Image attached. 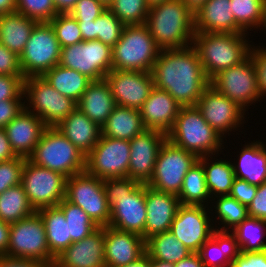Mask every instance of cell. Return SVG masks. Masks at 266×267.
Returning a JSON list of instances; mask_svg holds the SVG:
<instances>
[{
	"label": "cell",
	"instance_id": "obj_1",
	"mask_svg": "<svg viewBox=\"0 0 266 267\" xmlns=\"http://www.w3.org/2000/svg\"><path fill=\"white\" fill-rule=\"evenodd\" d=\"M154 86L167 91L181 107L196 106L210 85L196 49H161L151 71Z\"/></svg>",
	"mask_w": 266,
	"mask_h": 267
},
{
	"label": "cell",
	"instance_id": "obj_2",
	"mask_svg": "<svg viewBox=\"0 0 266 267\" xmlns=\"http://www.w3.org/2000/svg\"><path fill=\"white\" fill-rule=\"evenodd\" d=\"M110 207L109 227L138 234L144 239L146 224L145 184L132 178L103 179Z\"/></svg>",
	"mask_w": 266,
	"mask_h": 267
},
{
	"label": "cell",
	"instance_id": "obj_3",
	"mask_svg": "<svg viewBox=\"0 0 266 267\" xmlns=\"http://www.w3.org/2000/svg\"><path fill=\"white\" fill-rule=\"evenodd\" d=\"M145 25L160 49H182L193 44L194 12L182 0L150 7Z\"/></svg>",
	"mask_w": 266,
	"mask_h": 267
},
{
	"label": "cell",
	"instance_id": "obj_4",
	"mask_svg": "<svg viewBox=\"0 0 266 267\" xmlns=\"http://www.w3.org/2000/svg\"><path fill=\"white\" fill-rule=\"evenodd\" d=\"M247 33L195 32L192 46L196 49L206 77L240 64L250 54L254 43Z\"/></svg>",
	"mask_w": 266,
	"mask_h": 267
},
{
	"label": "cell",
	"instance_id": "obj_5",
	"mask_svg": "<svg viewBox=\"0 0 266 267\" xmlns=\"http://www.w3.org/2000/svg\"><path fill=\"white\" fill-rule=\"evenodd\" d=\"M167 139L197 157L219 156L226 143L223 140L225 138L205 121L196 106L180 107L175 123L167 133Z\"/></svg>",
	"mask_w": 266,
	"mask_h": 267
},
{
	"label": "cell",
	"instance_id": "obj_6",
	"mask_svg": "<svg viewBox=\"0 0 266 267\" xmlns=\"http://www.w3.org/2000/svg\"><path fill=\"white\" fill-rule=\"evenodd\" d=\"M32 163L61 173L66 178L86 169V156L56 127H47L34 152Z\"/></svg>",
	"mask_w": 266,
	"mask_h": 267
},
{
	"label": "cell",
	"instance_id": "obj_7",
	"mask_svg": "<svg viewBox=\"0 0 266 267\" xmlns=\"http://www.w3.org/2000/svg\"><path fill=\"white\" fill-rule=\"evenodd\" d=\"M160 50L145 24L124 26L112 48V69L151 72Z\"/></svg>",
	"mask_w": 266,
	"mask_h": 267
},
{
	"label": "cell",
	"instance_id": "obj_8",
	"mask_svg": "<svg viewBox=\"0 0 266 267\" xmlns=\"http://www.w3.org/2000/svg\"><path fill=\"white\" fill-rule=\"evenodd\" d=\"M25 109L37 115L47 127L57 126L77 108V103L54 89L42 76L23 82Z\"/></svg>",
	"mask_w": 266,
	"mask_h": 267
},
{
	"label": "cell",
	"instance_id": "obj_9",
	"mask_svg": "<svg viewBox=\"0 0 266 267\" xmlns=\"http://www.w3.org/2000/svg\"><path fill=\"white\" fill-rule=\"evenodd\" d=\"M61 45L49 22L37 23L19 56L24 78L43 76L48 70L59 64Z\"/></svg>",
	"mask_w": 266,
	"mask_h": 267
},
{
	"label": "cell",
	"instance_id": "obj_10",
	"mask_svg": "<svg viewBox=\"0 0 266 267\" xmlns=\"http://www.w3.org/2000/svg\"><path fill=\"white\" fill-rule=\"evenodd\" d=\"M6 255L36 259L52 267L55 257L50 253L45 225L40 214L10 224V237Z\"/></svg>",
	"mask_w": 266,
	"mask_h": 267
},
{
	"label": "cell",
	"instance_id": "obj_11",
	"mask_svg": "<svg viewBox=\"0 0 266 267\" xmlns=\"http://www.w3.org/2000/svg\"><path fill=\"white\" fill-rule=\"evenodd\" d=\"M198 157L168 139L160 147L151 180L146 184L160 192L179 195L187 171Z\"/></svg>",
	"mask_w": 266,
	"mask_h": 267
},
{
	"label": "cell",
	"instance_id": "obj_12",
	"mask_svg": "<svg viewBox=\"0 0 266 267\" xmlns=\"http://www.w3.org/2000/svg\"><path fill=\"white\" fill-rule=\"evenodd\" d=\"M65 199L79 206L98 225H109L110 207L103 188V179L86 170L66 178Z\"/></svg>",
	"mask_w": 266,
	"mask_h": 267
},
{
	"label": "cell",
	"instance_id": "obj_13",
	"mask_svg": "<svg viewBox=\"0 0 266 267\" xmlns=\"http://www.w3.org/2000/svg\"><path fill=\"white\" fill-rule=\"evenodd\" d=\"M210 85L244 112L248 111L250 105H256L263 100L259 94L254 63L250 55L240 64L219 72L210 80Z\"/></svg>",
	"mask_w": 266,
	"mask_h": 267
},
{
	"label": "cell",
	"instance_id": "obj_14",
	"mask_svg": "<svg viewBox=\"0 0 266 267\" xmlns=\"http://www.w3.org/2000/svg\"><path fill=\"white\" fill-rule=\"evenodd\" d=\"M21 184L35 211L58 204L65 198L66 177L25 160Z\"/></svg>",
	"mask_w": 266,
	"mask_h": 267
},
{
	"label": "cell",
	"instance_id": "obj_15",
	"mask_svg": "<svg viewBox=\"0 0 266 267\" xmlns=\"http://www.w3.org/2000/svg\"><path fill=\"white\" fill-rule=\"evenodd\" d=\"M59 64L100 81L112 70V48L100 40L82 41L61 48Z\"/></svg>",
	"mask_w": 266,
	"mask_h": 267
},
{
	"label": "cell",
	"instance_id": "obj_16",
	"mask_svg": "<svg viewBox=\"0 0 266 267\" xmlns=\"http://www.w3.org/2000/svg\"><path fill=\"white\" fill-rule=\"evenodd\" d=\"M130 140L100 137L86 156V171L100 179L128 177Z\"/></svg>",
	"mask_w": 266,
	"mask_h": 267
},
{
	"label": "cell",
	"instance_id": "obj_17",
	"mask_svg": "<svg viewBox=\"0 0 266 267\" xmlns=\"http://www.w3.org/2000/svg\"><path fill=\"white\" fill-rule=\"evenodd\" d=\"M210 217L209 207L180 205L170 227V232L192 253H198L215 230Z\"/></svg>",
	"mask_w": 266,
	"mask_h": 267
},
{
	"label": "cell",
	"instance_id": "obj_18",
	"mask_svg": "<svg viewBox=\"0 0 266 267\" xmlns=\"http://www.w3.org/2000/svg\"><path fill=\"white\" fill-rule=\"evenodd\" d=\"M196 107L201 111L205 121L224 138L227 134L230 136V132L240 130L243 124L247 123L245 112L211 85L204 90Z\"/></svg>",
	"mask_w": 266,
	"mask_h": 267
},
{
	"label": "cell",
	"instance_id": "obj_19",
	"mask_svg": "<svg viewBox=\"0 0 266 267\" xmlns=\"http://www.w3.org/2000/svg\"><path fill=\"white\" fill-rule=\"evenodd\" d=\"M117 106L140 109L154 88L151 72L111 70L104 78Z\"/></svg>",
	"mask_w": 266,
	"mask_h": 267
},
{
	"label": "cell",
	"instance_id": "obj_20",
	"mask_svg": "<svg viewBox=\"0 0 266 267\" xmlns=\"http://www.w3.org/2000/svg\"><path fill=\"white\" fill-rule=\"evenodd\" d=\"M167 134L155 129H145L130 140V159L128 178L147 184L154 172V167L161 145Z\"/></svg>",
	"mask_w": 266,
	"mask_h": 267
},
{
	"label": "cell",
	"instance_id": "obj_21",
	"mask_svg": "<svg viewBox=\"0 0 266 267\" xmlns=\"http://www.w3.org/2000/svg\"><path fill=\"white\" fill-rule=\"evenodd\" d=\"M52 267H105L104 227L71 243L55 257Z\"/></svg>",
	"mask_w": 266,
	"mask_h": 267
},
{
	"label": "cell",
	"instance_id": "obj_22",
	"mask_svg": "<svg viewBox=\"0 0 266 267\" xmlns=\"http://www.w3.org/2000/svg\"><path fill=\"white\" fill-rule=\"evenodd\" d=\"M105 267H121L146 253L142 236L104 226Z\"/></svg>",
	"mask_w": 266,
	"mask_h": 267
},
{
	"label": "cell",
	"instance_id": "obj_23",
	"mask_svg": "<svg viewBox=\"0 0 266 267\" xmlns=\"http://www.w3.org/2000/svg\"><path fill=\"white\" fill-rule=\"evenodd\" d=\"M146 224L144 240L152 235L169 231L180 206L177 195L160 192L145 184Z\"/></svg>",
	"mask_w": 266,
	"mask_h": 267
},
{
	"label": "cell",
	"instance_id": "obj_24",
	"mask_svg": "<svg viewBox=\"0 0 266 267\" xmlns=\"http://www.w3.org/2000/svg\"><path fill=\"white\" fill-rule=\"evenodd\" d=\"M46 128L37 115L24 108L4 129L15 155L28 159Z\"/></svg>",
	"mask_w": 266,
	"mask_h": 267
},
{
	"label": "cell",
	"instance_id": "obj_25",
	"mask_svg": "<svg viewBox=\"0 0 266 267\" xmlns=\"http://www.w3.org/2000/svg\"><path fill=\"white\" fill-rule=\"evenodd\" d=\"M180 107L167 91L154 86L139 111L146 129L167 134L175 123Z\"/></svg>",
	"mask_w": 266,
	"mask_h": 267
},
{
	"label": "cell",
	"instance_id": "obj_26",
	"mask_svg": "<svg viewBox=\"0 0 266 267\" xmlns=\"http://www.w3.org/2000/svg\"><path fill=\"white\" fill-rule=\"evenodd\" d=\"M230 0H207L194 12L195 32L245 33L235 22Z\"/></svg>",
	"mask_w": 266,
	"mask_h": 267
},
{
	"label": "cell",
	"instance_id": "obj_27",
	"mask_svg": "<svg viewBox=\"0 0 266 267\" xmlns=\"http://www.w3.org/2000/svg\"><path fill=\"white\" fill-rule=\"evenodd\" d=\"M55 127L85 156L91 152L101 137V127L78 108Z\"/></svg>",
	"mask_w": 266,
	"mask_h": 267
},
{
	"label": "cell",
	"instance_id": "obj_28",
	"mask_svg": "<svg viewBox=\"0 0 266 267\" xmlns=\"http://www.w3.org/2000/svg\"><path fill=\"white\" fill-rule=\"evenodd\" d=\"M261 141L243 144L244 147L235 156L238 159H233L239 161L232 163L236 178L256 186L266 182V142Z\"/></svg>",
	"mask_w": 266,
	"mask_h": 267
},
{
	"label": "cell",
	"instance_id": "obj_29",
	"mask_svg": "<svg viewBox=\"0 0 266 267\" xmlns=\"http://www.w3.org/2000/svg\"><path fill=\"white\" fill-rule=\"evenodd\" d=\"M116 106L109 84L105 79L93 81L77 103V108L100 127Z\"/></svg>",
	"mask_w": 266,
	"mask_h": 267
},
{
	"label": "cell",
	"instance_id": "obj_30",
	"mask_svg": "<svg viewBox=\"0 0 266 267\" xmlns=\"http://www.w3.org/2000/svg\"><path fill=\"white\" fill-rule=\"evenodd\" d=\"M240 253L235 235L231 231L217 229L198 251L205 267H231Z\"/></svg>",
	"mask_w": 266,
	"mask_h": 267
},
{
	"label": "cell",
	"instance_id": "obj_31",
	"mask_svg": "<svg viewBox=\"0 0 266 267\" xmlns=\"http://www.w3.org/2000/svg\"><path fill=\"white\" fill-rule=\"evenodd\" d=\"M140 111L116 106L101 127V135L115 139L132 140L145 130Z\"/></svg>",
	"mask_w": 266,
	"mask_h": 267
},
{
	"label": "cell",
	"instance_id": "obj_32",
	"mask_svg": "<svg viewBox=\"0 0 266 267\" xmlns=\"http://www.w3.org/2000/svg\"><path fill=\"white\" fill-rule=\"evenodd\" d=\"M37 23L18 12L0 15V43L20 56Z\"/></svg>",
	"mask_w": 266,
	"mask_h": 267
},
{
	"label": "cell",
	"instance_id": "obj_33",
	"mask_svg": "<svg viewBox=\"0 0 266 267\" xmlns=\"http://www.w3.org/2000/svg\"><path fill=\"white\" fill-rule=\"evenodd\" d=\"M216 157L214 155L198 157V161L203 165L205 171V180L211 199L230 195L236 178L232 164L233 161L221 159V157L218 160Z\"/></svg>",
	"mask_w": 266,
	"mask_h": 267
},
{
	"label": "cell",
	"instance_id": "obj_34",
	"mask_svg": "<svg viewBox=\"0 0 266 267\" xmlns=\"http://www.w3.org/2000/svg\"><path fill=\"white\" fill-rule=\"evenodd\" d=\"M37 212L45 225L47 244L50 253L56 257L72 243L68 222L59 206L44 207Z\"/></svg>",
	"mask_w": 266,
	"mask_h": 267
},
{
	"label": "cell",
	"instance_id": "obj_35",
	"mask_svg": "<svg viewBox=\"0 0 266 267\" xmlns=\"http://www.w3.org/2000/svg\"><path fill=\"white\" fill-rule=\"evenodd\" d=\"M42 77L60 94L73 99L76 103L93 82L78 71L63 67L60 64L48 70Z\"/></svg>",
	"mask_w": 266,
	"mask_h": 267
},
{
	"label": "cell",
	"instance_id": "obj_36",
	"mask_svg": "<svg viewBox=\"0 0 266 267\" xmlns=\"http://www.w3.org/2000/svg\"><path fill=\"white\" fill-rule=\"evenodd\" d=\"M178 198L180 205L210 207L211 196L205 180V171L198 160L187 171Z\"/></svg>",
	"mask_w": 266,
	"mask_h": 267
},
{
	"label": "cell",
	"instance_id": "obj_37",
	"mask_svg": "<svg viewBox=\"0 0 266 267\" xmlns=\"http://www.w3.org/2000/svg\"><path fill=\"white\" fill-rule=\"evenodd\" d=\"M209 208L212 211L211 218L215 229L221 231H230V229H234L248 217L247 206L241 204L238 200L230 195L212 198ZM212 208H214L215 212H213ZM219 225H221V227H219Z\"/></svg>",
	"mask_w": 266,
	"mask_h": 267
},
{
	"label": "cell",
	"instance_id": "obj_38",
	"mask_svg": "<svg viewBox=\"0 0 266 267\" xmlns=\"http://www.w3.org/2000/svg\"><path fill=\"white\" fill-rule=\"evenodd\" d=\"M146 253L151 259L175 264L192 252L169 230L148 238L146 240Z\"/></svg>",
	"mask_w": 266,
	"mask_h": 267
},
{
	"label": "cell",
	"instance_id": "obj_39",
	"mask_svg": "<svg viewBox=\"0 0 266 267\" xmlns=\"http://www.w3.org/2000/svg\"><path fill=\"white\" fill-rule=\"evenodd\" d=\"M34 212L21 183L0 194V220L3 222L11 224Z\"/></svg>",
	"mask_w": 266,
	"mask_h": 267
},
{
	"label": "cell",
	"instance_id": "obj_40",
	"mask_svg": "<svg viewBox=\"0 0 266 267\" xmlns=\"http://www.w3.org/2000/svg\"><path fill=\"white\" fill-rule=\"evenodd\" d=\"M240 252H262L266 250V220L247 217L234 229Z\"/></svg>",
	"mask_w": 266,
	"mask_h": 267
},
{
	"label": "cell",
	"instance_id": "obj_41",
	"mask_svg": "<svg viewBox=\"0 0 266 267\" xmlns=\"http://www.w3.org/2000/svg\"><path fill=\"white\" fill-rule=\"evenodd\" d=\"M58 206L62 209L65 220L68 222L72 243L90 236L99 228L83 209L70 203L65 198Z\"/></svg>",
	"mask_w": 266,
	"mask_h": 267
},
{
	"label": "cell",
	"instance_id": "obj_42",
	"mask_svg": "<svg viewBox=\"0 0 266 267\" xmlns=\"http://www.w3.org/2000/svg\"><path fill=\"white\" fill-rule=\"evenodd\" d=\"M236 24L247 34L259 30L263 21L264 0H230ZM253 29V30H252ZM249 31V32H248Z\"/></svg>",
	"mask_w": 266,
	"mask_h": 267
},
{
	"label": "cell",
	"instance_id": "obj_43",
	"mask_svg": "<svg viewBox=\"0 0 266 267\" xmlns=\"http://www.w3.org/2000/svg\"><path fill=\"white\" fill-rule=\"evenodd\" d=\"M125 25H143L150 10L146 0H113L108 8Z\"/></svg>",
	"mask_w": 266,
	"mask_h": 267
},
{
	"label": "cell",
	"instance_id": "obj_44",
	"mask_svg": "<svg viewBox=\"0 0 266 267\" xmlns=\"http://www.w3.org/2000/svg\"><path fill=\"white\" fill-rule=\"evenodd\" d=\"M124 24L106 8L102 14L94 20V40H100L111 48L120 40Z\"/></svg>",
	"mask_w": 266,
	"mask_h": 267
},
{
	"label": "cell",
	"instance_id": "obj_45",
	"mask_svg": "<svg viewBox=\"0 0 266 267\" xmlns=\"http://www.w3.org/2000/svg\"><path fill=\"white\" fill-rule=\"evenodd\" d=\"M49 23L61 48L83 41L78 21L70 13H58Z\"/></svg>",
	"mask_w": 266,
	"mask_h": 267
},
{
	"label": "cell",
	"instance_id": "obj_46",
	"mask_svg": "<svg viewBox=\"0 0 266 267\" xmlns=\"http://www.w3.org/2000/svg\"><path fill=\"white\" fill-rule=\"evenodd\" d=\"M16 12L36 22H50L57 14L53 0H16Z\"/></svg>",
	"mask_w": 266,
	"mask_h": 267
},
{
	"label": "cell",
	"instance_id": "obj_47",
	"mask_svg": "<svg viewBox=\"0 0 266 267\" xmlns=\"http://www.w3.org/2000/svg\"><path fill=\"white\" fill-rule=\"evenodd\" d=\"M25 160L26 158L17 156L11 160L0 162V194L21 183Z\"/></svg>",
	"mask_w": 266,
	"mask_h": 267
},
{
	"label": "cell",
	"instance_id": "obj_48",
	"mask_svg": "<svg viewBox=\"0 0 266 267\" xmlns=\"http://www.w3.org/2000/svg\"><path fill=\"white\" fill-rule=\"evenodd\" d=\"M254 63L259 94L262 99L266 97V46L254 44L249 54Z\"/></svg>",
	"mask_w": 266,
	"mask_h": 267
},
{
	"label": "cell",
	"instance_id": "obj_49",
	"mask_svg": "<svg viewBox=\"0 0 266 267\" xmlns=\"http://www.w3.org/2000/svg\"><path fill=\"white\" fill-rule=\"evenodd\" d=\"M24 76L0 75V102L4 100L24 99Z\"/></svg>",
	"mask_w": 266,
	"mask_h": 267
},
{
	"label": "cell",
	"instance_id": "obj_50",
	"mask_svg": "<svg viewBox=\"0 0 266 267\" xmlns=\"http://www.w3.org/2000/svg\"><path fill=\"white\" fill-rule=\"evenodd\" d=\"M105 9L99 0H78L69 13L77 21H90L99 17Z\"/></svg>",
	"mask_w": 266,
	"mask_h": 267
},
{
	"label": "cell",
	"instance_id": "obj_51",
	"mask_svg": "<svg viewBox=\"0 0 266 267\" xmlns=\"http://www.w3.org/2000/svg\"><path fill=\"white\" fill-rule=\"evenodd\" d=\"M0 75L23 76L19 56L0 43Z\"/></svg>",
	"mask_w": 266,
	"mask_h": 267
},
{
	"label": "cell",
	"instance_id": "obj_52",
	"mask_svg": "<svg viewBox=\"0 0 266 267\" xmlns=\"http://www.w3.org/2000/svg\"><path fill=\"white\" fill-rule=\"evenodd\" d=\"M257 192V186L249 184L247 181L235 178L230 196L238 200L241 204L248 206Z\"/></svg>",
	"mask_w": 266,
	"mask_h": 267
},
{
	"label": "cell",
	"instance_id": "obj_53",
	"mask_svg": "<svg viewBox=\"0 0 266 267\" xmlns=\"http://www.w3.org/2000/svg\"><path fill=\"white\" fill-rule=\"evenodd\" d=\"M25 108L24 99L0 102V128H5Z\"/></svg>",
	"mask_w": 266,
	"mask_h": 267
},
{
	"label": "cell",
	"instance_id": "obj_54",
	"mask_svg": "<svg viewBox=\"0 0 266 267\" xmlns=\"http://www.w3.org/2000/svg\"><path fill=\"white\" fill-rule=\"evenodd\" d=\"M247 209L249 217L266 220V182L257 186L256 195Z\"/></svg>",
	"mask_w": 266,
	"mask_h": 267
},
{
	"label": "cell",
	"instance_id": "obj_55",
	"mask_svg": "<svg viewBox=\"0 0 266 267\" xmlns=\"http://www.w3.org/2000/svg\"><path fill=\"white\" fill-rule=\"evenodd\" d=\"M231 267H266V250L242 252L233 260Z\"/></svg>",
	"mask_w": 266,
	"mask_h": 267
},
{
	"label": "cell",
	"instance_id": "obj_56",
	"mask_svg": "<svg viewBox=\"0 0 266 267\" xmlns=\"http://www.w3.org/2000/svg\"><path fill=\"white\" fill-rule=\"evenodd\" d=\"M0 267H49L47 264L29 258L0 255Z\"/></svg>",
	"mask_w": 266,
	"mask_h": 267
},
{
	"label": "cell",
	"instance_id": "obj_57",
	"mask_svg": "<svg viewBox=\"0 0 266 267\" xmlns=\"http://www.w3.org/2000/svg\"><path fill=\"white\" fill-rule=\"evenodd\" d=\"M17 157L13 152L4 128H0V162Z\"/></svg>",
	"mask_w": 266,
	"mask_h": 267
},
{
	"label": "cell",
	"instance_id": "obj_58",
	"mask_svg": "<svg viewBox=\"0 0 266 267\" xmlns=\"http://www.w3.org/2000/svg\"><path fill=\"white\" fill-rule=\"evenodd\" d=\"M10 237V224L0 220V255L7 253Z\"/></svg>",
	"mask_w": 266,
	"mask_h": 267
},
{
	"label": "cell",
	"instance_id": "obj_59",
	"mask_svg": "<svg viewBox=\"0 0 266 267\" xmlns=\"http://www.w3.org/2000/svg\"><path fill=\"white\" fill-rule=\"evenodd\" d=\"M175 267H205L198 253H191L174 264Z\"/></svg>",
	"mask_w": 266,
	"mask_h": 267
},
{
	"label": "cell",
	"instance_id": "obj_60",
	"mask_svg": "<svg viewBox=\"0 0 266 267\" xmlns=\"http://www.w3.org/2000/svg\"><path fill=\"white\" fill-rule=\"evenodd\" d=\"M83 41L94 40V20L78 21Z\"/></svg>",
	"mask_w": 266,
	"mask_h": 267
},
{
	"label": "cell",
	"instance_id": "obj_61",
	"mask_svg": "<svg viewBox=\"0 0 266 267\" xmlns=\"http://www.w3.org/2000/svg\"><path fill=\"white\" fill-rule=\"evenodd\" d=\"M58 13H69L78 0H53Z\"/></svg>",
	"mask_w": 266,
	"mask_h": 267
},
{
	"label": "cell",
	"instance_id": "obj_62",
	"mask_svg": "<svg viewBox=\"0 0 266 267\" xmlns=\"http://www.w3.org/2000/svg\"><path fill=\"white\" fill-rule=\"evenodd\" d=\"M121 267H152V259L147 253H145L135 262L129 263Z\"/></svg>",
	"mask_w": 266,
	"mask_h": 267
},
{
	"label": "cell",
	"instance_id": "obj_63",
	"mask_svg": "<svg viewBox=\"0 0 266 267\" xmlns=\"http://www.w3.org/2000/svg\"><path fill=\"white\" fill-rule=\"evenodd\" d=\"M16 12V0H0V15Z\"/></svg>",
	"mask_w": 266,
	"mask_h": 267
},
{
	"label": "cell",
	"instance_id": "obj_64",
	"mask_svg": "<svg viewBox=\"0 0 266 267\" xmlns=\"http://www.w3.org/2000/svg\"><path fill=\"white\" fill-rule=\"evenodd\" d=\"M193 12L197 11L207 0H182Z\"/></svg>",
	"mask_w": 266,
	"mask_h": 267
},
{
	"label": "cell",
	"instance_id": "obj_65",
	"mask_svg": "<svg viewBox=\"0 0 266 267\" xmlns=\"http://www.w3.org/2000/svg\"><path fill=\"white\" fill-rule=\"evenodd\" d=\"M152 267H175L174 264L152 259Z\"/></svg>",
	"mask_w": 266,
	"mask_h": 267
},
{
	"label": "cell",
	"instance_id": "obj_66",
	"mask_svg": "<svg viewBox=\"0 0 266 267\" xmlns=\"http://www.w3.org/2000/svg\"><path fill=\"white\" fill-rule=\"evenodd\" d=\"M259 29H262L261 31L264 30V33L266 34V0H264L263 3V21Z\"/></svg>",
	"mask_w": 266,
	"mask_h": 267
},
{
	"label": "cell",
	"instance_id": "obj_67",
	"mask_svg": "<svg viewBox=\"0 0 266 267\" xmlns=\"http://www.w3.org/2000/svg\"><path fill=\"white\" fill-rule=\"evenodd\" d=\"M146 1H147V4L149 5V7H152V6H155L157 4L167 2L169 0H146Z\"/></svg>",
	"mask_w": 266,
	"mask_h": 267
},
{
	"label": "cell",
	"instance_id": "obj_68",
	"mask_svg": "<svg viewBox=\"0 0 266 267\" xmlns=\"http://www.w3.org/2000/svg\"><path fill=\"white\" fill-rule=\"evenodd\" d=\"M100 3L105 7L109 8V6L112 4L113 0H99Z\"/></svg>",
	"mask_w": 266,
	"mask_h": 267
}]
</instances>
